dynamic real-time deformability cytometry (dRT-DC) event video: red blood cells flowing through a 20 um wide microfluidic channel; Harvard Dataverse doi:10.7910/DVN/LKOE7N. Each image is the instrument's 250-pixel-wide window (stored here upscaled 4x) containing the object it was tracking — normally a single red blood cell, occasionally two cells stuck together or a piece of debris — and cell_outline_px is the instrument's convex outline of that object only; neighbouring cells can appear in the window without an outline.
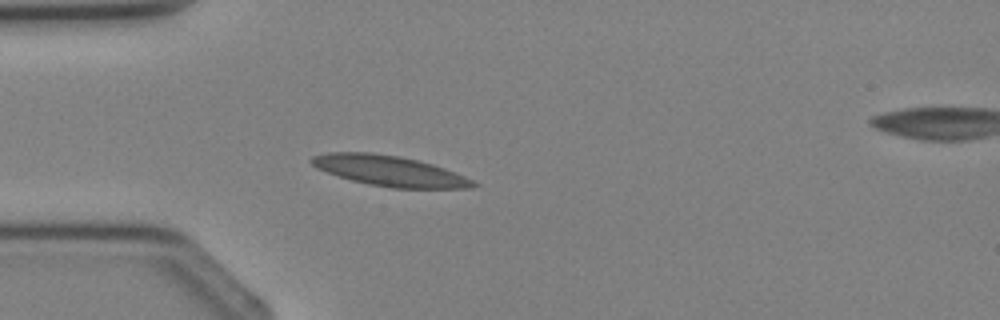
{"species": "Egyptian fruit bat (a non-hibernating species)", "species_latin": "Rousettus aegyptiacus", "temperature_condition": "cold", "stored_images_in_passage": 3, "segment_of_instrument_passage": [1, 2], "camera_frame_rate_fps": 3000, "um_per_image_px": 0.085, "animal": {"sex": "female"}, "frame": {"image": 1, "passage_image": 2, "time_ms": 1.0, "image_size_px": [1000, 320], "cell_outline_px": [[480, 184], [472, 188], [392, 188], [368, 184], [352, 180], [316, 168], [312, 164], [312, 156], [328, 152], [368, 152], [400, 156], [432, 164], [444, 168], [464, 176]], "centroid_in_image_um": [33.13, 14.52], "position_along_channel_um": 51.9, "area_um2": 28.38}}